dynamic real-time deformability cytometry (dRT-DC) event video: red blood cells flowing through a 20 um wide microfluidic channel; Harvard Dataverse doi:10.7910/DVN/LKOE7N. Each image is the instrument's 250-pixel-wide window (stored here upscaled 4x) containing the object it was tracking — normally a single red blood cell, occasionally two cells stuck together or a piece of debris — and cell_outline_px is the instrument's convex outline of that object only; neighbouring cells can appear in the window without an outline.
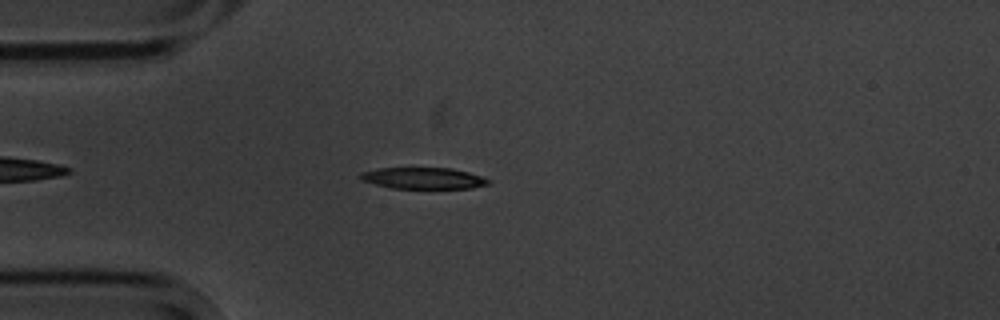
{"species": "common noctule bat (a hibernating species)", "species_latin": "Nyctalus noctula", "temperature_condition": "cold", "stored_images_in_passage": 5, "camera_frame_rate_fps": 3000, "um_per_image_px": 0.085, "animal": {"sex": "male", "body_mass_g": 20.1, "forearm_length_mm": 53.5}, "frame": {"image": 1, "passage_image": 5, "time_ms": 4.667, "image_size_px": [1000, 320], "cell_outline_px": [[492, 180], [488, 184], [472, 188], [392, 188], [360, 180], [360, 172], [380, 168], [452, 168], [468, 172]], "centroid_in_image_um": [35.98, 15.14], "position_along_channel_um": 49.0, "area_um2": 15.84}}